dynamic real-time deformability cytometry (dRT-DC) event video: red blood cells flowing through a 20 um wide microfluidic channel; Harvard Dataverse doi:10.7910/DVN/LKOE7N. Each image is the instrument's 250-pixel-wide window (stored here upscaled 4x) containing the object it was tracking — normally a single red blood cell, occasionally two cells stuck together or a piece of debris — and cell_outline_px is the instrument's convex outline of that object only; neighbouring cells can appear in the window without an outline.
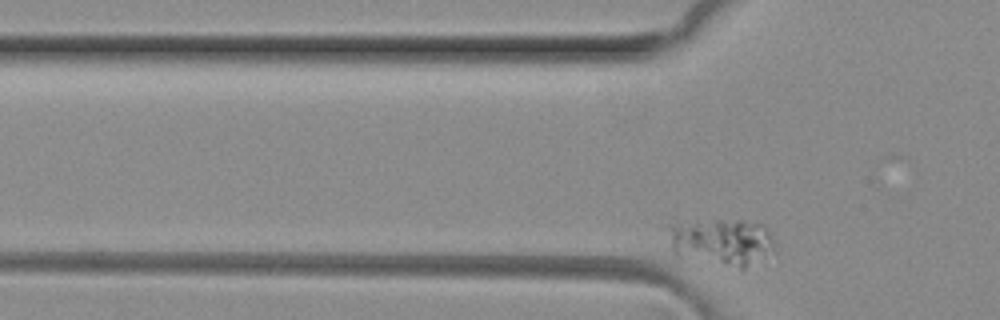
{"species": "common noctule bat (a hibernating species)", "species_latin": "Nyctalus noctula", "temperature_condition": "room temperature", "stored_images_in_passage": 4, "camera_frame_rate_fps": 3000, "um_per_image_px": 0.085, "animal": {"sex": "female", "body_mass_g": 29.2, "forearm_length_mm": 56.3}, "frame": {"image": 1, "passage_image": 4, "time_ms": 1.0, "image_size_px": [1000, 320], "cell_outline_px": [[776, 252], [744, 268], [740, 268], [672, 252], [668, 224], [716, 220], [740, 220], [760, 224], [772, 236]], "centroid_in_image_um": [61.41, 20.53], "position_along_channel_um": 64.4, "area_um2": 28.26}}